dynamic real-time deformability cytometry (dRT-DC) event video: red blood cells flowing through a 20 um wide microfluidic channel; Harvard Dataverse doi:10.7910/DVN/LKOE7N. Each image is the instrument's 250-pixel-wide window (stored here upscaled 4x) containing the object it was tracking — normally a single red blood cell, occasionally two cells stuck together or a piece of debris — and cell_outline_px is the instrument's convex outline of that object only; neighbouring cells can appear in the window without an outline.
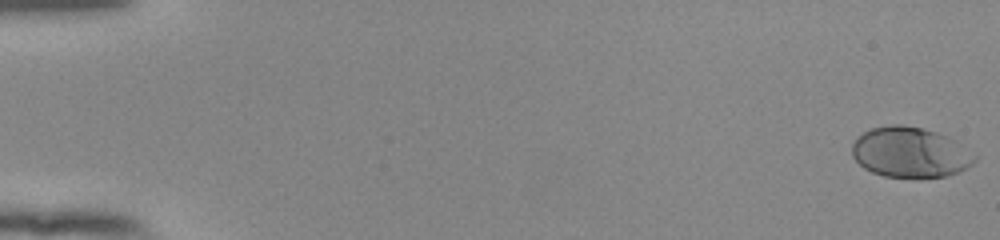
{"species": "human", "species_latin": "Homo sapiens", "temperature_condition": "room temperature", "stored_images_in_passage": 55, "camera_frame_rate_fps": 3000, "um_per_image_px": 0.085, "donor": {"sex": "female"}, "frame": {"image": 1, "passage_image": 1, "time_ms": 0.0, "image_size_px": [1000, 240], "cell_outline_px": [[976, 160], [972, 164], [960, 172], [948, 176], [884, 176], [872, 172], [864, 168], [852, 156], [852, 144], [856, 136], [872, 128], [892, 124], [900, 124], [924, 128], [948, 136], [976, 156]], "centroid_in_image_um": [77.34, 12.93], "position_along_channel_um": 7.7, "area_um2": 35.72}}
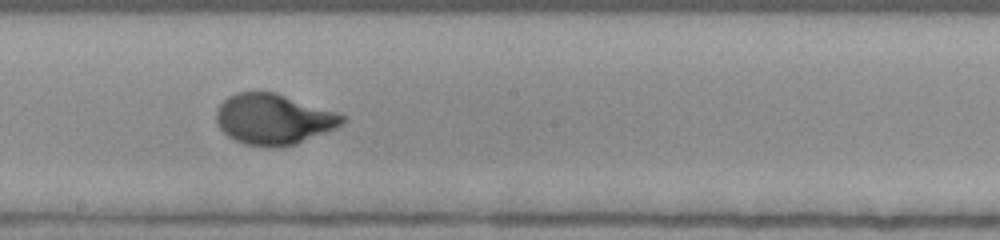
{"frame": {"image": 2, "passage_image": 32, "time_ms": 10.333, "image_size_px": [1000, 240], "cell_outline_px": [[344, 120], [336, 128], [296, 144], [280, 148], [268, 148], [244, 144], [228, 136], [216, 124], [216, 108], [228, 96], [236, 92], [276, 92], [336, 112], [344, 116]], "centroid_in_image_um": [23.21, 10.14], "position_along_channel_um": 225.0, "area_um2": 37.28}}
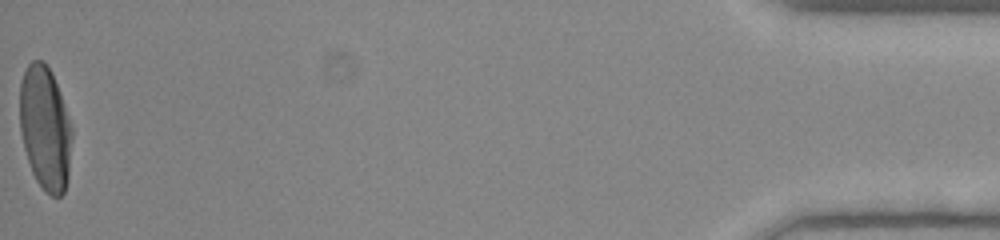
{"frame": {"image": 3, "passage_image": 55, "time_ms": 18.0, "image_size_px": [1000, 240], "cell_outline_px": [[72, 136], [68, 176], [64, 192], [60, 196], [52, 196], [44, 192], [36, 180], [32, 172], [24, 148], [20, 132], [20, 80], [28, 64], [32, 60], [40, 60], [52, 72], [72, 128]], "centroid_in_image_um": [3.82, 10.91], "position_along_channel_um": 431.4, "area_um2": 37.51}, "authors_computed_cell_mechanics": {"area_um2": 36.0094, "velocity_mm_per_s": 3.8708, "shape_relaxation_time_tau1_ms": 3.511, "shape_relaxation_time_tau2_ms": null, "deformation_change_tau1": 0.2099, "deformation_change_tau2": null}}